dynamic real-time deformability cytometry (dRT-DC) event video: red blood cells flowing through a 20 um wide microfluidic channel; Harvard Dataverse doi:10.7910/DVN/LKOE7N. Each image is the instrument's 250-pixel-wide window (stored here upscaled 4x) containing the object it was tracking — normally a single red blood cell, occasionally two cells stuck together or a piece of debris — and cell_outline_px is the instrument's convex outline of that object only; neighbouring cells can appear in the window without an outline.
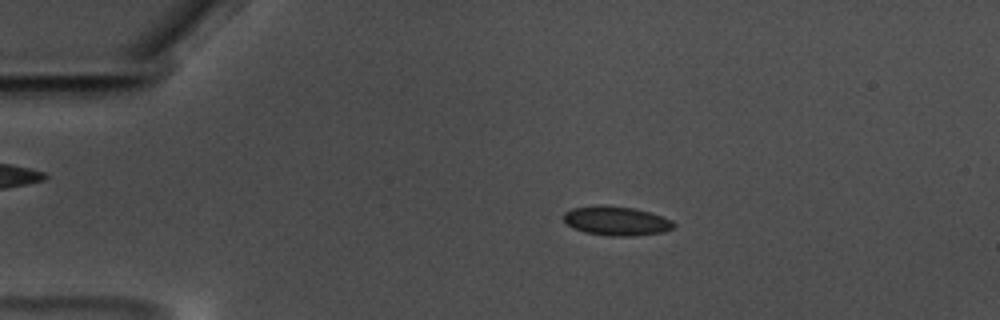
{"species": "common noctule bat (a hibernating species)", "species_latin": "Nyctalus noctula", "temperature_condition": "warm", "stored_images_in_passage": 52, "camera_frame_rate_fps": 3000, "um_per_image_px": 0.085, "animal": {"sex": "male", "body_mass_g": 17.5, "forearm_length_mm": 52.3}, "frame": {"image": 1, "passage_image": 5, "time_ms": 1.333, "image_size_px": [1000, 320], "cell_outline_px": [[676, 224], [672, 228], [664, 232], [632, 236], [612, 236], [584, 232], [572, 228], [564, 220], [564, 212], [572, 208], [596, 204], [604, 204], [636, 208], [652, 212], [664, 216], [672, 220]], "centroid_in_image_um": [52.4, 18.75], "position_along_channel_um": 32.6, "area_um2": 19.13}}
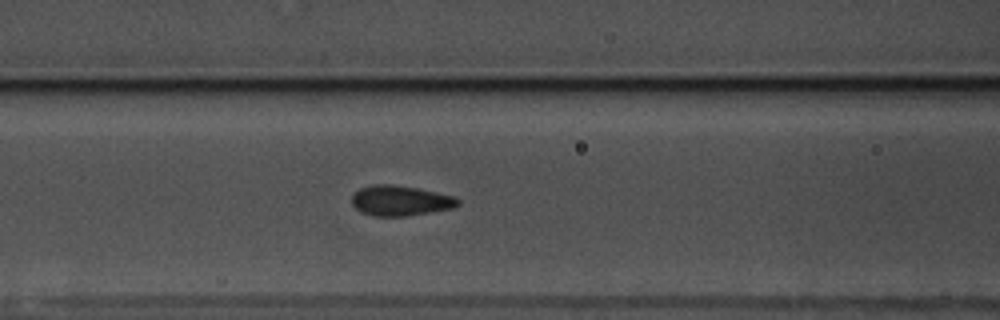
{"frame": {"image": 2, "passage_image": 18, "time_ms": 5.667, "image_size_px": [1000, 320], "cell_outline_px": [[460, 204], [452, 208], [404, 216], [372, 216], [356, 208], [352, 204], [352, 196], [360, 188], [372, 184], [392, 184], [420, 188], [456, 196], [460, 200]], "centroid_in_image_um": [34.06, 17.03], "position_along_channel_um": 132.5, "area_um2": 18.73}}
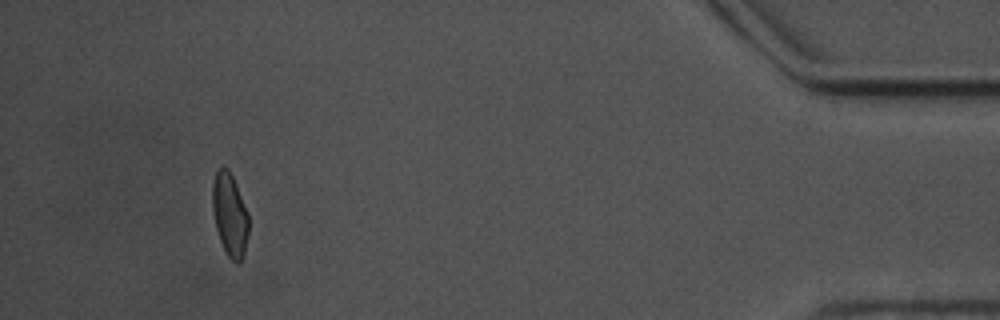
{"frame": {"image": 3, "passage_image": 48, "time_ms": 15.667, "image_size_px": [1000, 320], "cell_outline_px": [[248, 232], [244, 252], [240, 260], [236, 264], [228, 256], [220, 240], [216, 228], [212, 208], [212, 184], [216, 168], [228, 168], [236, 184], [248, 212]], "centroid_in_image_um": [19.52, 18.21], "position_along_channel_um": 415.7, "area_um2": 17.4}, "authors_computed_cell_mechanics": {"area_um2": 18.2937, "velocity_mm_per_s": 3.4769, "shape_relaxation_time_tau1_ms": 5.3774, "shape_relaxation_time_tau2_ms": 0.9495, "deformation_change_tau1": 0.1044, "deformation_change_tau2": 0.0734}}